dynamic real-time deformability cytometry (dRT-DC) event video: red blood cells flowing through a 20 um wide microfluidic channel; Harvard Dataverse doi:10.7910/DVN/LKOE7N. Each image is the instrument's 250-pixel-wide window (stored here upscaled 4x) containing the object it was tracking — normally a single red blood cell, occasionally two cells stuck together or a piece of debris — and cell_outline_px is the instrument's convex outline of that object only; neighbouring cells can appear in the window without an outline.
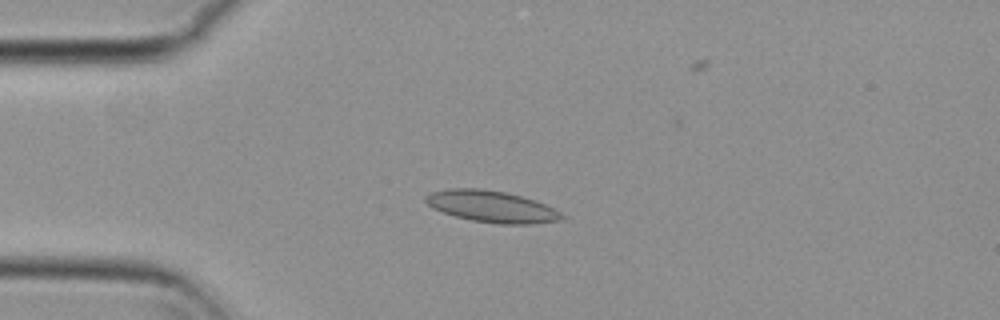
{"species": "common noctule bat (a hibernating species)", "species_latin": "Nyctalus noctula", "temperature_condition": "cold", "stored_images_in_passage": 25, "camera_frame_rate_fps": 3000, "um_per_image_px": 0.085, "animal": {"sex": "female", "body_mass_g": 29.2, "forearm_length_mm": 56.3}, "frame": {"image": 1, "passage_image": 13, "time_ms": 4.0, "image_size_px": [1000, 320], "cell_outline_px": [[568, 216], [560, 220], [532, 224], [496, 224], [472, 220], [456, 216], [432, 208], [424, 200], [424, 196], [432, 192], [448, 188], [476, 188], [504, 192], [520, 196], [544, 204]], "centroid_in_image_um": [41.78, 17.56], "position_along_channel_um": 43.2, "area_um2": 24.85}}
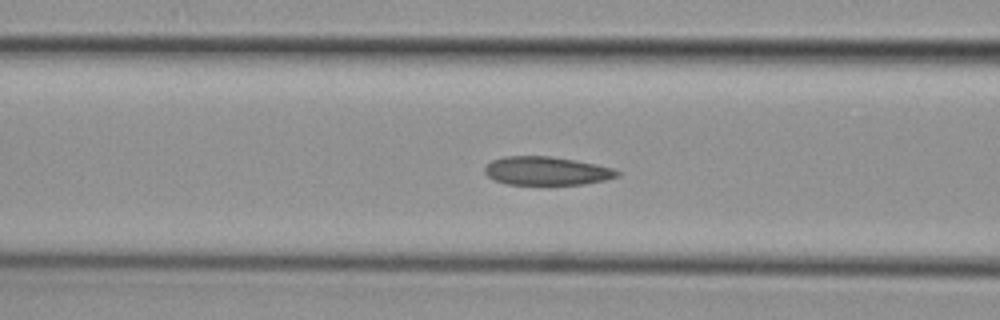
{"frame": {"image": 2, "passage_image": 21, "time_ms": 6.667, "image_size_px": [1000, 320], "cell_outline_px": [[620, 176], [604, 180], [584, 184], [508, 184], [496, 180], [488, 176], [484, 172], [484, 168], [492, 160], [504, 156], [552, 156], [576, 160], [596, 164], [612, 168], [620, 172]], "centroid_in_image_um": [46.47, 14.51], "position_along_channel_um": 120.1, "area_um2": 21.91}}
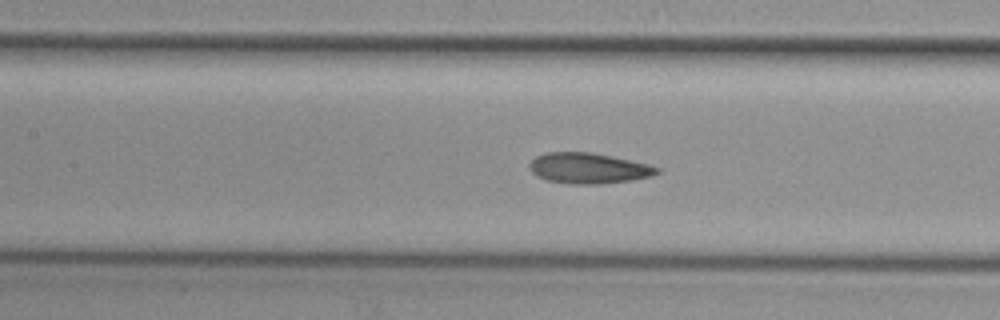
{"frame": {"image": 3, "passage_image": 24, "time_ms": 7.667, "image_size_px": [1000, 320], "cell_outline_px": [[660, 172], [652, 176], [632, 180], [600, 184], [572, 184], [548, 180], [536, 176], [528, 168], [528, 164], [536, 156], [548, 152], [592, 152], [612, 156], [648, 164], [660, 168]], "centroid_in_image_um": [50.02, 14.3], "position_along_channel_um": 157.4, "area_um2": 22.83}}